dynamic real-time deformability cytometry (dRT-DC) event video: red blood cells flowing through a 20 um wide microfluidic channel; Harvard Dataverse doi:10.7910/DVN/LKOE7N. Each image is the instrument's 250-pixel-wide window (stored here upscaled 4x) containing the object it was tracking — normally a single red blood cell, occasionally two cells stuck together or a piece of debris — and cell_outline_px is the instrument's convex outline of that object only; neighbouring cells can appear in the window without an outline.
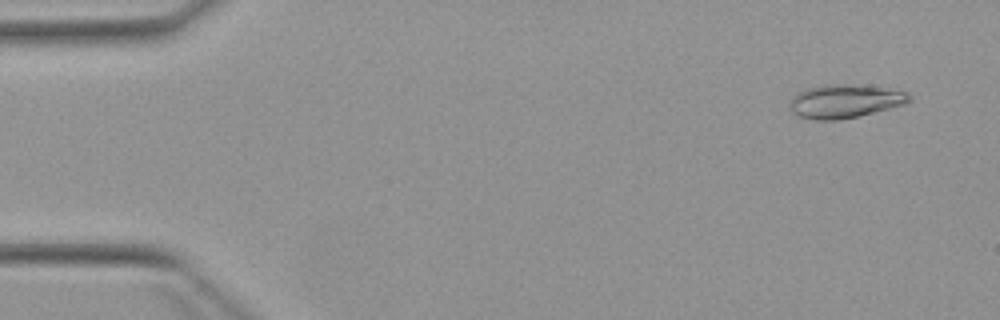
{"species": "Egyptian fruit bat (a non-hibernating species)", "species_latin": "Rousettus aegyptiacus", "temperature_condition": "warm", "stored_images_in_passage": 4, "camera_frame_rate_fps": 3000, "um_per_image_px": 0.085, "animal": {"sex": "female"}, "frame": {"image": 1, "passage_image": 1, "time_ms": 0.0, "image_size_px": [1000, 320], "cell_outline_px": [[912, 100], [904, 104], [856, 116], [836, 120], [816, 120], [800, 116], [792, 112], [788, 104], [792, 96], [796, 92], [808, 88], [824, 84], [844, 84], [880, 88], [908, 92], [912, 96]], "centroid_in_image_um": [71.75, 8.6], "position_along_channel_um": 13.2, "area_um2": 23.0}}